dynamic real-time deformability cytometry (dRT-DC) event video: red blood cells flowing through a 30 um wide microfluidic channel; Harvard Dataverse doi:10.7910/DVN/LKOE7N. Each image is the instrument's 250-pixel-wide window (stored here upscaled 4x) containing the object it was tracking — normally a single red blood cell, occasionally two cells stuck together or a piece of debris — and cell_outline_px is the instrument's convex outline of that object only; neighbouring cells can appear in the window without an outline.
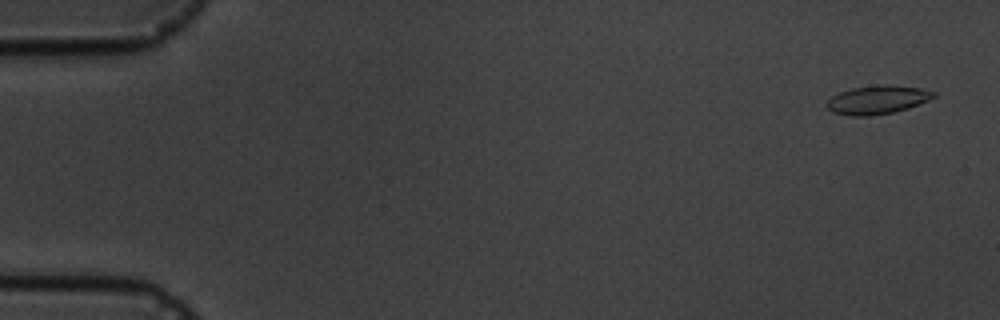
{"species": "common noctule bat (a hibernating species)", "species_latin": "Nyctalus noctula", "temperature_condition": "cold", "stored_images_in_passage": 5, "camera_frame_rate_fps": 3000, "um_per_image_px": 0.085, "animal": {"sex": "male", "body_mass_g": 19.5, "forearm_length_mm": 54.6}, "frame": {"image": 1, "passage_image": 1, "time_ms": 0.0, "image_size_px": [1000, 320], "cell_outline_px": [[936, 96], [928, 100], [908, 108], [892, 112], [868, 116], [852, 116], [832, 112], [828, 108], [828, 100], [832, 96], [840, 92], [852, 88], [884, 84], [920, 88], [936, 92]], "centroid_in_image_um": [74.59, 8.48], "position_along_channel_um": 10.4, "area_um2": 17.51}}
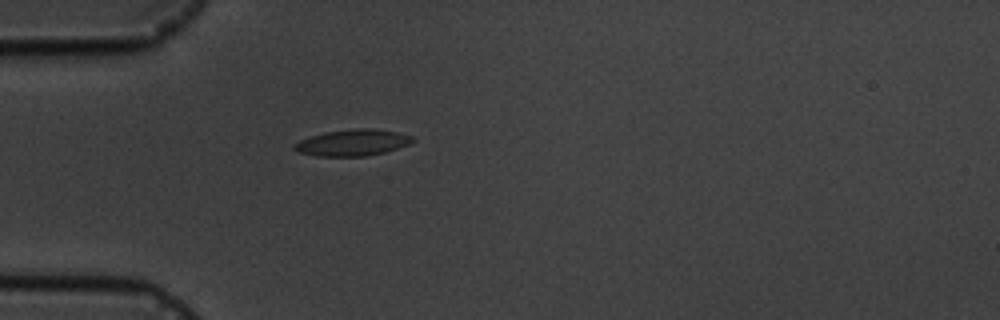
{"frame": {"image": 2, "passage_image": 5, "time_ms": 4.667, "image_size_px": [1000, 320], "cell_outline_px": [[416, 140], [408, 144], [384, 152], [364, 156], [316, 156], [296, 152], [292, 148], [292, 144], [300, 140], [324, 132], [356, 128], [372, 128], [396, 132], [412, 136]], "centroid_in_image_um": [29.92, 12.12], "position_along_channel_um": 55.1, "area_um2": 18.15}}